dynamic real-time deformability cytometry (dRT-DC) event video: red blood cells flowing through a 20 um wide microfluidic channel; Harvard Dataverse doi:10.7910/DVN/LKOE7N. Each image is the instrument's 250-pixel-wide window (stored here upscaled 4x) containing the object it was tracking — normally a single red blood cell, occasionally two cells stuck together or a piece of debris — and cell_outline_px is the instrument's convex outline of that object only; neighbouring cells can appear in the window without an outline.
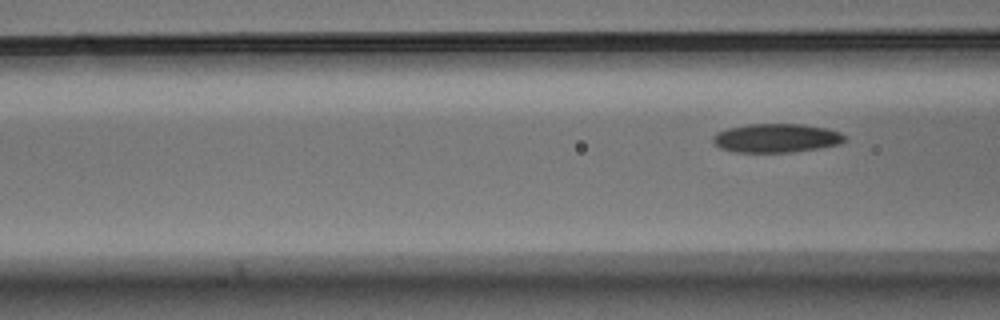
{"species": "Egyptian fruit bat (a non-hibernating species)", "species_latin": "Rousettus aegyptiacus", "temperature_condition": "warm", "stored_images_in_passage": 7, "segment_of_instrument_passage": [2, 2], "camera_frame_rate_fps": 3000, "um_per_image_px": 0.085, "animal": {"sex": "male"}, "frame": {"image": 1, "passage_image": 7, "time_ms": 2.0, "image_size_px": [1000, 320], "cell_outline_px": [[844, 140], [840, 144], [820, 148], [792, 152], [732, 152], [720, 148], [712, 144], [712, 136], [716, 132], [728, 128], [748, 124], [804, 124], [828, 128], [840, 132], [844, 136]], "centroid_in_image_um": [65.94, 11.74], "position_along_channel_um": 100.7, "area_um2": 22.37}}